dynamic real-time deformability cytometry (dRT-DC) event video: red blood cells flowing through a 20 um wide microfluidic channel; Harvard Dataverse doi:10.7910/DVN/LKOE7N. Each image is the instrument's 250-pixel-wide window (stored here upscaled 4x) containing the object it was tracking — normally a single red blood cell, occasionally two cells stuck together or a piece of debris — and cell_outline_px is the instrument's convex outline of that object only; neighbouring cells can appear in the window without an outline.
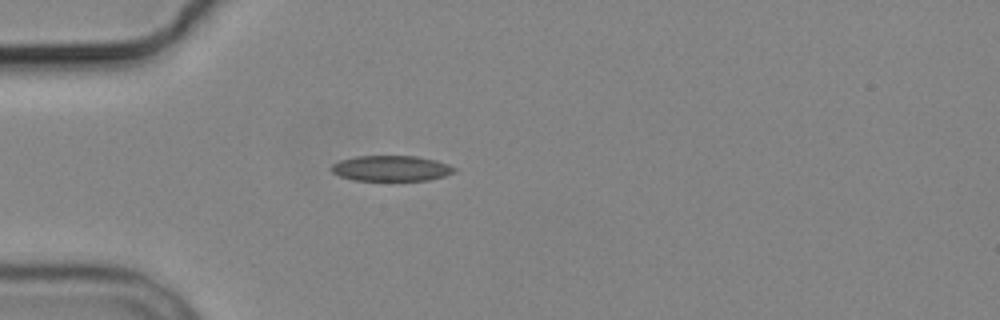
{"species": "common noctule bat (a hibernating species)", "species_latin": "Nyctalus noctula", "temperature_condition": "cold", "stored_images_in_passage": 1, "camera_frame_rate_fps": 3000, "um_per_image_px": 0.085, "animal": {"sex": "male", "body_mass_g": 19.2, "forearm_length_mm": 51.8}, "frame": {"image": 1, "passage_image": 1, "time_ms": 0.0, "image_size_px": [1000, 320], "cell_outline_px": [[456, 172], [444, 176], [428, 180], [356, 180], [340, 176], [332, 172], [332, 164], [340, 160], [356, 156], [416, 156], [436, 160], [448, 164], [456, 168]], "centroid_in_image_um": [33.28, 14.3], "position_along_channel_um": 51.7, "area_um2": 18.21}}